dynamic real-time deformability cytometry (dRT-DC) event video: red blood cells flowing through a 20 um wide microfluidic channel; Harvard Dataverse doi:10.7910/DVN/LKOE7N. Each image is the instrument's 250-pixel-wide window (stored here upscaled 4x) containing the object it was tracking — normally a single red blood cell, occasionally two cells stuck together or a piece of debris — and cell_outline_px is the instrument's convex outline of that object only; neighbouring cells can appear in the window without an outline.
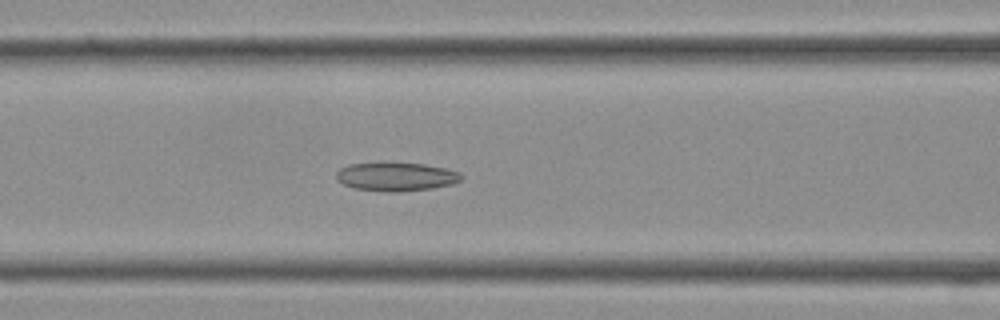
{"species": "Egyptian fruit bat (a non-hibernating species)", "species_latin": "Rousettus aegyptiacus", "temperature_condition": "cold", "stored_images_in_passage": 24, "camera_frame_rate_fps": 3000, "um_per_image_px": 0.085, "frame": {"image": 1, "passage_image": 11, "time_ms": 3.333, "image_size_px": [1000, 320], "cell_outline_px": [[464, 176], [460, 180], [452, 184], [432, 188], [400, 192], [388, 192], [356, 188], [344, 184], [336, 180], [336, 172], [340, 168], [348, 164], [424, 164], [444, 168], [460, 172]], "centroid_in_image_um": [33.68, 15.04], "position_along_channel_um": 132.9, "area_um2": 20.46}}
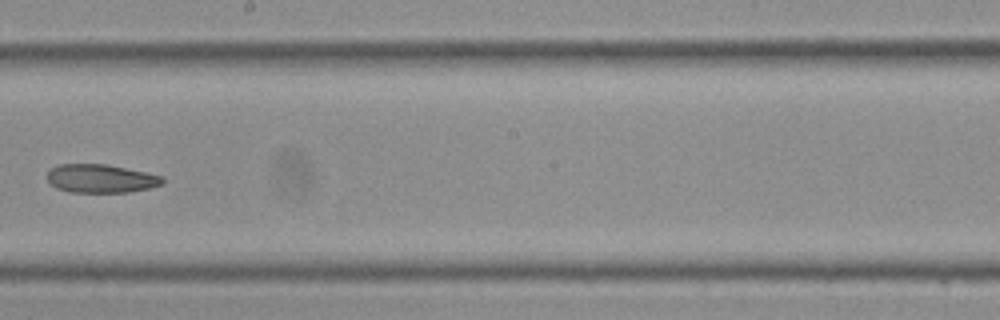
{"frame": {"image": 2, "passage_image": 17, "time_ms": 5.333, "image_size_px": [1000, 320], "cell_outline_px": [[164, 184], [148, 188], [128, 192], [68, 192], [56, 188], [48, 180], [48, 172], [52, 168], [60, 164], [108, 164], [164, 176]], "centroid_in_image_um": [8.6, 15.17], "position_along_channel_um": 239.6, "area_um2": 19.13}}
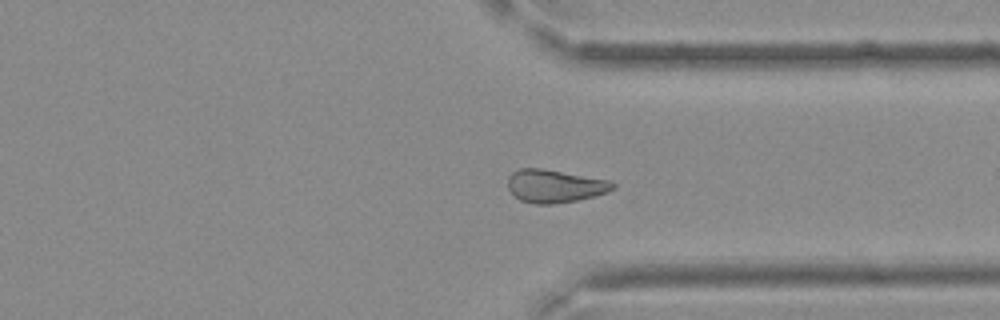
{"frame": {"image": 3, "passage_image": 24, "time_ms": 7.667, "image_size_px": [1000, 320], "cell_outline_px": [[616, 188], [596, 196], [576, 200], [552, 204], [536, 204], [520, 200], [508, 188], [508, 176], [512, 172], [520, 168], [540, 168], [612, 180], [616, 184]], "centroid_in_image_um": [47.19, 15.81], "position_along_channel_um": 364.2, "area_um2": 20.23}}